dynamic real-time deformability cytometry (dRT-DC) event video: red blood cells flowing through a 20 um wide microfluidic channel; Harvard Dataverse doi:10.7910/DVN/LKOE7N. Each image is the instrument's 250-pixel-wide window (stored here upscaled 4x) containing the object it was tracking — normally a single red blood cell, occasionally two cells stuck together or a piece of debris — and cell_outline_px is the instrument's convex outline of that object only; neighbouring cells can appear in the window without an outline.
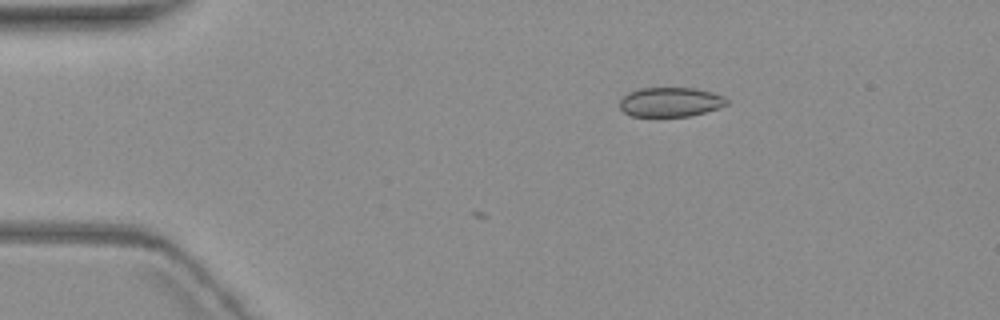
{"species": "common noctule bat (a hibernating species)", "species_latin": "Nyctalus noctula", "temperature_condition": "warm", "stored_images_in_passage": 3, "camera_frame_rate_fps": 3000, "um_per_image_px": 0.085, "animal": {"sex": "female", "body_mass_g": 19.3, "forearm_length_mm": 54.1}, "frame": {"image": 1, "passage_image": 1, "time_ms": 0.0, "image_size_px": [1000, 320], "cell_outline_px": [[728, 104], [720, 108], [688, 116], [632, 116], [624, 112], [620, 108], [620, 100], [628, 92], [640, 88], [696, 88], [712, 92], [724, 96], [728, 100]], "centroid_in_image_um": [57.0, 8.66], "position_along_channel_um": 28.0, "area_um2": 18.38}}